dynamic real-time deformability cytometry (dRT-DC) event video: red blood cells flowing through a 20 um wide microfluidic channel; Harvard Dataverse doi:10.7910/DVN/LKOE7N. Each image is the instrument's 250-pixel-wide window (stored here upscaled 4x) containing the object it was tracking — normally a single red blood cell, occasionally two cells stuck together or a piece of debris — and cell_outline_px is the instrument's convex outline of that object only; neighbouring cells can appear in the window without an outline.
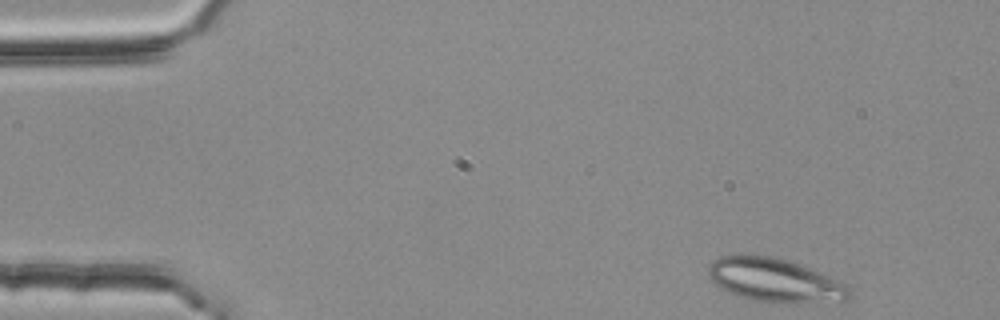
{"species": "common noctule bat (a hibernating species)", "species_latin": "Nyctalus noctula", "temperature_condition": "room temperature", "stored_images_in_passage": 45, "camera_frame_rate_fps": 3000, "um_per_image_px": 0.085, "animal": {"sex": "female", "body_mass_g": 25.1}, "frame": {"image": 1, "passage_image": 1, "time_ms": 0.0, "image_size_px": [1000, 320], "cell_outline_px": [[852, 296], [848, 300], [796, 304], [768, 304], [736, 296], [720, 288], [708, 276], [708, 268], [712, 260], [720, 256], [736, 252], [772, 256], [788, 260], [840, 280], [848, 284], [852, 288]], "centroid_in_image_um": [65.86, 23.83], "position_along_channel_um": 19.1, "area_um2": 37.34}}
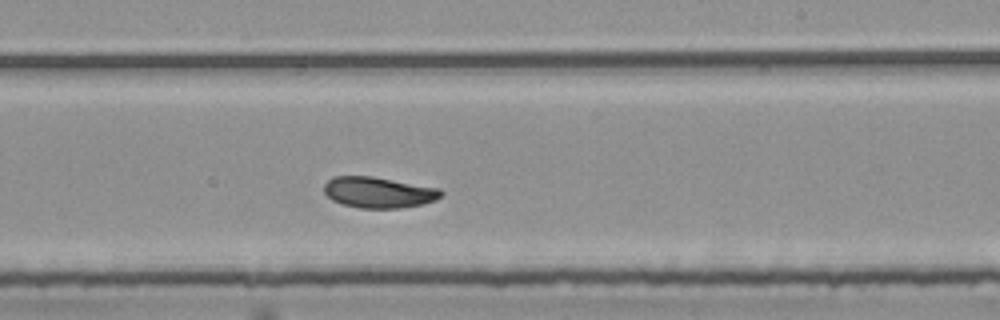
{"frame": {"image": 2, "passage_image": 28, "time_ms": 9.0, "image_size_px": [1000, 320], "cell_outline_px": [[444, 192], [436, 200], [420, 204], [400, 208], [360, 208], [344, 204], [332, 200], [324, 192], [324, 184], [332, 176], [372, 176], [440, 188]], "centroid_in_image_um": [32.17, 16.34], "position_along_channel_um": 256.8, "area_um2": 21.04}}
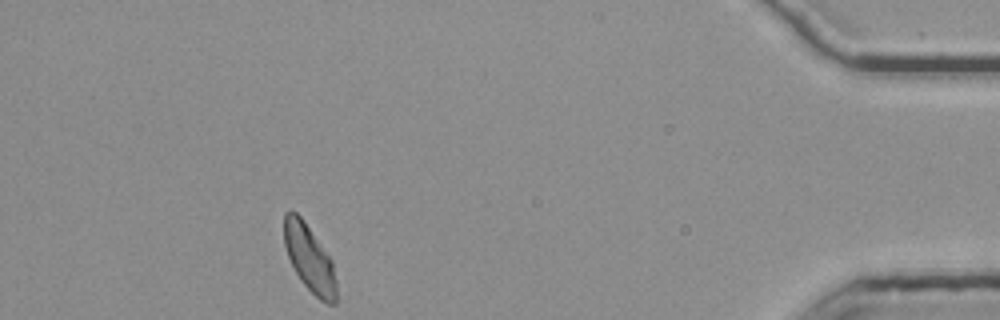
{"frame": {"image": 3, "passage_image": 45, "time_ms": 14.667, "image_size_px": [1000, 320], "cell_outline_px": [[336, 304], [328, 304], [320, 300], [300, 280], [288, 256], [284, 244], [284, 212], [296, 212], [304, 220], [332, 260], [336, 280]], "centroid_in_image_um": [26.31, 21.97], "position_along_channel_um": 408.9, "area_um2": 20.17}, "authors_computed_cell_mechanics": {"area_um2": 21.5016, "velocity_mm_per_s": 3.7447, "shape_relaxation_time_tau1_ms": 5.0544, "shape_relaxation_time_tau2_ms": null, "deformation_change_tau1": 0.1419, "deformation_change_tau2": null}}